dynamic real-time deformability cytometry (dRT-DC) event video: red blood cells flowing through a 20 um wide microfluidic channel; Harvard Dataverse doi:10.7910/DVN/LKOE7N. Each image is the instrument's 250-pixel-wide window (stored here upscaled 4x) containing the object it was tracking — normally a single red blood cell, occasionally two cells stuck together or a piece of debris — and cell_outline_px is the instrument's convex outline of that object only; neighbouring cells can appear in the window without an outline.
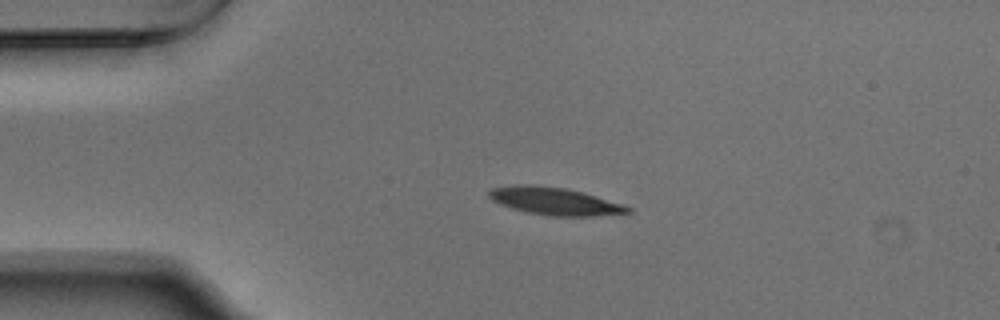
{"species": "Egyptian fruit bat (a non-hibernating species)", "species_latin": "Rousettus aegyptiacus", "temperature_condition": "warm", "stored_images_in_passage": 43, "camera_frame_rate_fps": 3000, "um_per_image_px": 0.085, "animal": {"sex": "male"}, "frame": {"image": 1, "passage_image": 1, "time_ms": 0.0, "image_size_px": [1000, 320], "cell_outline_px": [[632, 212], [596, 216], [548, 216], [528, 212], [512, 208], [500, 204], [492, 200], [488, 196], [488, 192], [492, 188], [516, 184], [532, 184], [568, 188], [624, 204], [632, 208]], "centroid_in_image_um": [47.16, 17.09], "position_along_channel_um": 37.8, "area_um2": 22.43}}
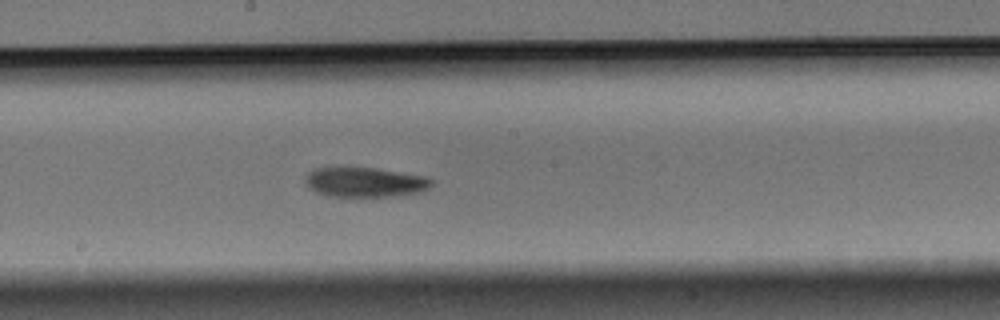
{"frame": {"image": 2, "passage_image": 18, "time_ms": 5.667, "image_size_px": [1000, 320], "cell_outline_px": [[432, 184], [424, 192], [392, 196], [328, 196], [316, 192], [308, 188], [304, 180], [304, 176], [308, 172], [316, 168], [376, 168], [428, 176], [432, 180]], "centroid_in_image_um": [31.03, 15.49], "position_along_channel_um": 217.2, "area_um2": 22.02}}
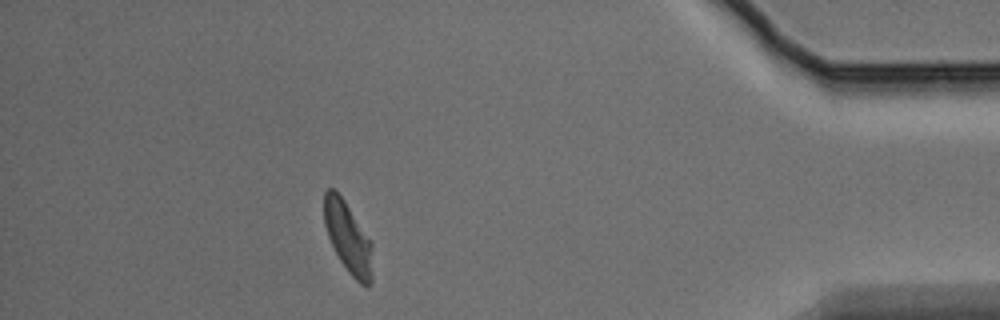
{"frame": {"image": 3, "passage_image": 37, "time_ms": 12.0, "image_size_px": [1000, 320], "cell_outline_px": [[372, 284], [368, 288], [360, 284], [348, 272], [340, 260], [328, 236], [324, 224], [324, 192], [328, 188], [332, 188], [344, 200], [372, 240]], "centroid_in_image_um": [29.61, 20.23], "position_along_channel_um": 405.6, "area_um2": 20.17}, "authors_computed_cell_mechanics": {"area_um2": 21.7906, "velocity_mm_per_s": 3.7261, "shape_relaxation_time_tau1_ms": 3.4153, "shape_relaxation_time_tau2_ms": 2.2755, "deformation_change_tau1": 0.1518, "deformation_change_tau2": 0.081}}